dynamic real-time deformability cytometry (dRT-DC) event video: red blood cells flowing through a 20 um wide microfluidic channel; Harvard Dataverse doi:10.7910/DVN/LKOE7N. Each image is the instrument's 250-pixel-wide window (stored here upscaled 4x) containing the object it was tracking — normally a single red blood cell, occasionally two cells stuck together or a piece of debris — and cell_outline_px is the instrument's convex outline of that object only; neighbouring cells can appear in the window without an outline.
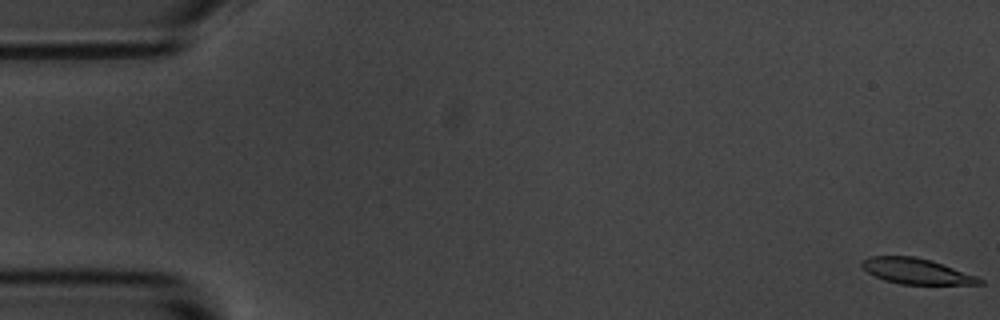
{"species": "common noctule bat (a hibernating species)", "species_latin": "Nyctalus noctula", "temperature_condition": "room temperature", "stored_images_in_passage": 56, "camera_frame_rate_fps": 3000, "um_per_image_px": 0.085, "animal": {"sex": "male", "body_mass_g": 20.1, "forearm_length_mm": 53.5}, "frame": {"image": 1, "passage_image": 1, "time_ms": 0.0, "image_size_px": [1000, 320], "cell_outline_px": [[984, 284], [900, 284], [884, 280], [868, 272], [860, 264], [860, 260], [868, 256], [916, 256], [932, 260], [976, 276], [984, 280]], "centroid_in_image_um": [77.87, 23.04], "position_along_channel_um": 7.1, "area_um2": 17.57}}
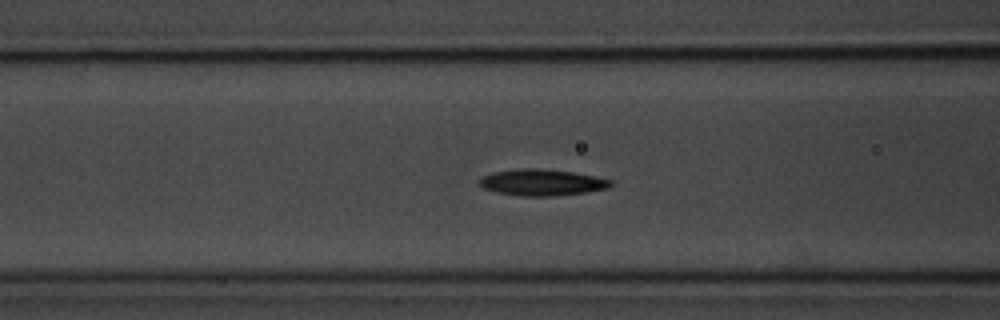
{"frame": {"image": 2, "passage_image": 22, "time_ms": 7.0, "image_size_px": [1000, 320], "cell_outline_px": [[612, 184], [608, 188], [588, 192], [552, 196], [520, 196], [496, 192], [484, 188], [480, 184], [480, 176], [492, 172], [520, 168], [536, 168], [572, 172], [612, 180]], "centroid_in_image_um": [46.03, 15.51], "position_along_channel_um": 120.6, "area_um2": 20.11}}
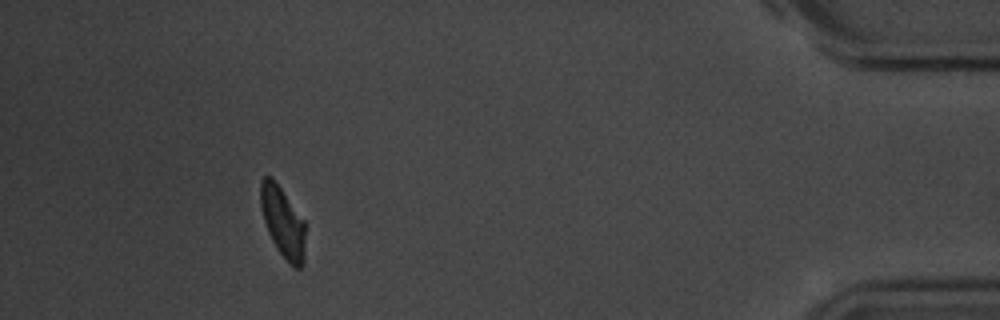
{"frame": {"image": 3, "passage_image": 51, "time_ms": 16.667, "image_size_px": [1000, 320], "cell_outline_px": [[304, 264], [300, 268], [296, 268], [276, 248], [268, 232], [264, 220], [260, 204], [260, 180], [264, 176], [272, 176], [304, 220]], "centroid_in_image_um": [24.02, 18.83], "position_along_channel_um": 411.2, "area_um2": 18.15}, "authors_computed_cell_mechanics": {"area_um2": 19.2474, "velocity_mm_per_s": 3.6274, "shape_relaxation_time_tau1_ms": 1.4842, "shape_relaxation_time_tau2_ms": null, "deformation_change_tau1": 0.1488, "deformation_change_tau2": null}}